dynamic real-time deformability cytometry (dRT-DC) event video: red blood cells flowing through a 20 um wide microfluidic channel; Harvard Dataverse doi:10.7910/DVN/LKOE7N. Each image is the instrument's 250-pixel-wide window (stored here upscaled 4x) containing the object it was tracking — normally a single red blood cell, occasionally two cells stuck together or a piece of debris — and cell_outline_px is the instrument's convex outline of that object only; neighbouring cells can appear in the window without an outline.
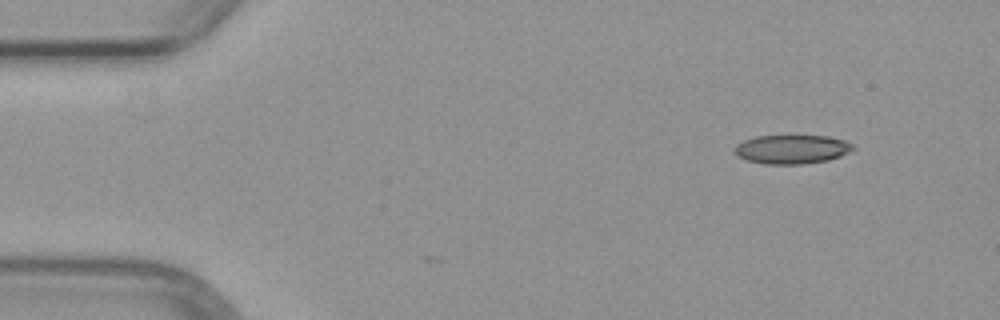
{"species": "common noctule bat (a hibernating species)", "species_latin": "Nyctalus noctula", "temperature_condition": "warm", "stored_images_in_passage": 4, "segment_of_instrument_passage": [1, 2], "camera_frame_rate_fps": 3000, "um_per_image_px": 0.085, "animal": {"sex": "female", "body_mass_g": 29.2, "forearm_length_mm": 56.3}, "frame": {"image": 1, "passage_image": 1, "time_ms": 0.0, "image_size_px": [1000, 320], "cell_outline_px": [[856, 148], [840, 156], [828, 160], [804, 164], [764, 164], [748, 160], [736, 156], [736, 144], [744, 140], [756, 136], [828, 136], [844, 140], [852, 144]], "centroid_in_image_um": [67.32, 12.69], "position_along_channel_um": 17.7, "area_um2": 19.88}}